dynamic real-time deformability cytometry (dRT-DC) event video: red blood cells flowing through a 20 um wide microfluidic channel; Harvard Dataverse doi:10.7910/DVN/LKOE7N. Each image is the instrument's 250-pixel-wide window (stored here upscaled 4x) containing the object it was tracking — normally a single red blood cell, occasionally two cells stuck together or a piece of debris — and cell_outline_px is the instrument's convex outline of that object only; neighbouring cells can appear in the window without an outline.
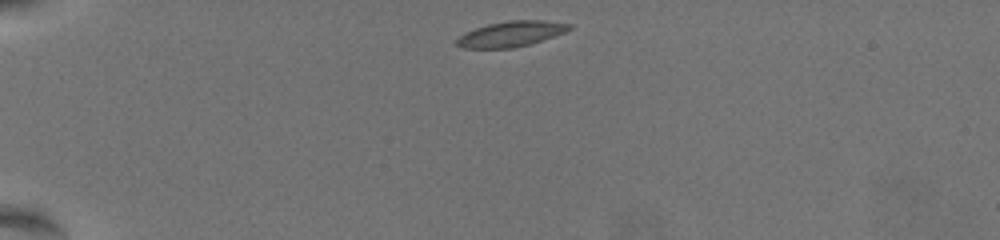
{"species": "common noctule bat (a hibernating species)", "species_latin": "Nyctalus noctula", "temperature_condition": "warm", "stored_images_in_passage": 6, "camera_frame_rate_fps": 3000, "um_per_image_px": 0.085, "animal": {"sex": "female", "body_mass_g": 19.5, "forearm_length_mm": 54.1}, "frame": {"image": 1, "passage_image": 1, "time_ms": 0.0, "image_size_px": [1000, 240], "cell_outline_px": [[572, 28], [564, 32], [528, 44], [512, 48], [464, 48], [456, 44], [456, 40], [464, 32], [488, 24], [508, 20], [540, 20], [572, 24]], "centroid_in_image_um": [43.4, 2.87], "position_along_channel_um": 41.6, "area_um2": 16.42}}